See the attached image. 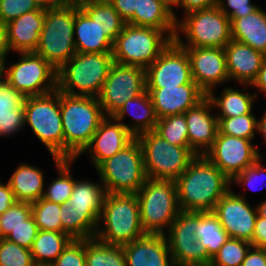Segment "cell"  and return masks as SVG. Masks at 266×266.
I'll return each mask as SVG.
<instances>
[{
	"mask_svg": "<svg viewBox=\"0 0 266 266\" xmlns=\"http://www.w3.org/2000/svg\"><path fill=\"white\" fill-rule=\"evenodd\" d=\"M180 211L212 212L231 180L205 155H197L175 180Z\"/></svg>",
	"mask_w": 266,
	"mask_h": 266,
	"instance_id": "cell-1",
	"label": "cell"
},
{
	"mask_svg": "<svg viewBox=\"0 0 266 266\" xmlns=\"http://www.w3.org/2000/svg\"><path fill=\"white\" fill-rule=\"evenodd\" d=\"M60 112L64 132V159L77 160L106 116L97 97L62 92Z\"/></svg>",
	"mask_w": 266,
	"mask_h": 266,
	"instance_id": "cell-2",
	"label": "cell"
},
{
	"mask_svg": "<svg viewBox=\"0 0 266 266\" xmlns=\"http://www.w3.org/2000/svg\"><path fill=\"white\" fill-rule=\"evenodd\" d=\"M143 235L136 193H107L94 237L110 245L124 246Z\"/></svg>",
	"mask_w": 266,
	"mask_h": 266,
	"instance_id": "cell-3",
	"label": "cell"
},
{
	"mask_svg": "<svg viewBox=\"0 0 266 266\" xmlns=\"http://www.w3.org/2000/svg\"><path fill=\"white\" fill-rule=\"evenodd\" d=\"M113 63L112 53H76L57 70V89L98 98Z\"/></svg>",
	"mask_w": 266,
	"mask_h": 266,
	"instance_id": "cell-4",
	"label": "cell"
},
{
	"mask_svg": "<svg viewBox=\"0 0 266 266\" xmlns=\"http://www.w3.org/2000/svg\"><path fill=\"white\" fill-rule=\"evenodd\" d=\"M175 33L126 23L113 43V60L121 65L146 69L170 45Z\"/></svg>",
	"mask_w": 266,
	"mask_h": 266,
	"instance_id": "cell-5",
	"label": "cell"
},
{
	"mask_svg": "<svg viewBox=\"0 0 266 266\" xmlns=\"http://www.w3.org/2000/svg\"><path fill=\"white\" fill-rule=\"evenodd\" d=\"M182 19L176 21L174 37L182 48H224L232 40L231 21L217 6L188 12Z\"/></svg>",
	"mask_w": 266,
	"mask_h": 266,
	"instance_id": "cell-6",
	"label": "cell"
},
{
	"mask_svg": "<svg viewBox=\"0 0 266 266\" xmlns=\"http://www.w3.org/2000/svg\"><path fill=\"white\" fill-rule=\"evenodd\" d=\"M136 195L145 234L165 235L180 213L175 181L147 178Z\"/></svg>",
	"mask_w": 266,
	"mask_h": 266,
	"instance_id": "cell-7",
	"label": "cell"
},
{
	"mask_svg": "<svg viewBox=\"0 0 266 266\" xmlns=\"http://www.w3.org/2000/svg\"><path fill=\"white\" fill-rule=\"evenodd\" d=\"M74 22L75 5L45 9L43 29L35 52L56 70L76 54Z\"/></svg>",
	"mask_w": 266,
	"mask_h": 266,
	"instance_id": "cell-8",
	"label": "cell"
},
{
	"mask_svg": "<svg viewBox=\"0 0 266 266\" xmlns=\"http://www.w3.org/2000/svg\"><path fill=\"white\" fill-rule=\"evenodd\" d=\"M25 126L29 124L35 136L50 155L64 159V132L60 112V91L26 97L24 102Z\"/></svg>",
	"mask_w": 266,
	"mask_h": 266,
	"instance_id": "cell-9",
	"label": "cell"
},
{
	"mask_svg": "<svg viewBox=\"0 0 266 266\" xmlns=\"http://www.w3.org/2000/svg\"><path fill=\"white\" fill-rule=\"evenodd\" d=\"M136 138L150 179L175 181L197 156L190 147L170 144L155 131L141 133Z\"/></svg>",
	"mask_w": 266,
	"mask_h": 266,
	"instance_id": "cell-10",
	"label": "cell"
},
{
	"mask_svg": "<svg viewBox=\"0 0 266 266\" xmlns=\"http://www.w3.org/2000/svg\"><path fill=\"white\" fill-rule=\"evenodd\" d=\"M96 170L107 193H137L147 179L143 153L137 138L104 160Z\"/></svg>",
	"mask_w": 266,
	"mask_h": 266,
	"instance_id": "cell-11",
	"label": "cell"
},
{
	"mask_svg": "<svg viewBox=\"0 0 266 266\" xmlns=\"http://www.w3.org/2000/svg\"><path fill=\"white\" fill-rule=\"evenodd\" d=\"M19 61L8 69L4 77L25 97L45 95L57 89V70L36 52H20Z\"/></svg>",
	"mask_w": 266,
	"mask_h": 266,
	"instance_id": "cell-12",
	"label": "cell"
},
{
	"mask_svg": "<svg viewBox=\"0 0 266 266\" xmlns=\"http://www.w3.org/2000/svg\"><path fill=\"white\" fill-rule=\"evenodd\" d=\"M199 221L200 212L180 211L165 234L175 266L210 265L212 258L195 236Z\"/></svg>",
	"mask_w": 266,
	"mask_h": 266,
	"instance_id": "cell-13",
	"label": "cell"
},
{
	"mask_svg": "<svg viewBox=\"0 0 266 266\" xmlns=\"http://www.w3.org/2000/svg\"><path fill=\"white\" fill-rule=\"evenodd\" d=\"M146 90L145 69L113 63L98 96L106 117H112L124 103Z\"/></svg>",
	"mask_w": 266,
	"mask_h": 266,
	"instance_id": "cell-14",
	"label": "cell"
},
{
	"mask_svg": "<svg viewBox=\"0 0 266 266\" xmlns=\"http://www.w3.org/2000/svg\"><path fill=\"white\" fill-rule=\"evenodd\" d=\"M256 146L252 140L217 132L212 147L204 155L232 180L262 157Z\"/></svg>",
	"mask_w": 266,
	"mask_h": 266,
	"instance_id": "cell-15",
	"label": "cell"
},
{
	"mask_svg": "<svg viewBox=\"0 0 266 266\" xmlns=\"http://www.w3.org/2000/svg\"><path fill=\"white\" fill-rule=\"evenodd\" d=\"M146 89L177 87L195 83L186 50L174 40L161 55L145 69Z\"/></svg>",
	"mask_w": 266,
	"mask_h": 266,
	"instance_id": "cell-16",
	"label": "cell"
},
{
	"mask_svg": "<svg viewBox=\"0 0 266 266\" xmlns=\"http://www.w3.org/2000/svg\"><path fill=\"white\" fill-rule=\"evenodd\" d=\"M229 237L252 241L257 208L250 206L245 195L235 194L231 189L221 197L212 211Z\"/></svg>",
	"mask_w": 266,
	"mask_h": 266,
	"instance_id": "cell-17",
	"label": "cell"
},
{
	"mask_svg": "<svg viewBox=\"0 0 266 266\" xmlns=\"http://www.w3.org/2000/svg\"><path fill=\"white\" fill-rule=\"evenodd\" d=\"M189 56L193 81L208 94L230 80L224 48H184Z\"/></svg>",
	"mask_w": 266,
	"mask_h": 266,
	"instance_id": "cell-18",
	"label": "cell"
},
{
	"mask_svg": "<svg viewBox=\"0 0 266 266\" xmlns=\"http://www.w3.org/2000/svg\"><path fill=\"white\" fill-rule=\"evenodd\" d=\"M134 135L113 117H106L92 137L90 144L84 149L89 152L95 169L106 159L122 150L133 139Z\"/></svg>",
	"mask_w": 266,
	"mask_h": 266,
	"instance_id": "cell-19",
	"label": "cell"
},
{
	"mask_svg": "<svg viewBox=\"0 0 266 266\" xmlns=\"http://www.w3.org/2000/svg\"><path fill=\"white\" fill-rule=\"evenodd\" d=\"M214 107L206 96L194 107L188 109L185 119L188 128L189 147L197 154L204 155L213 145L218 132V119L211 110Z\"/></svg>",
	"mask_w": 266,
	"mask_h": 266,
	"instance_id": "cell-20",
	"label": "cell"
},
{
	"mask_svg": "<svg viewBox=\"0 0 266 266\" xmlns=\"http://www.w3.org/2000/svg\"><path fill=\"white\" fill-rule=\"evenodd\" d=\"M146 90L151 97L158 119L184 114L207 96L196 83Z\"/></svg>",
	"mask_w": 266,
	"mask_h": 266,
	"instance_id": "cell-21",
	"label": "cell"
},
{
	"mask_svg": "<svg viewBox=\"0 0 266 266\" xmlns=\"http://www.w3.org/2000/svg\"><path fill=\"white\" fill-rule=\"evenodd\" d=\"M127 266H175L165 235L145 234L125 244Z\"/></svg>",
	"mask_w": 266,
	"mask_h": 266,
	"instance_id": "cell-22",
	"label": "cell"
},
{
	"mask_svg": "<svg viewBox=\"0 0 266 266\" xmlns=\"http://www.w3.org/2000/svg\"><path fill=\"white\" fill-rule=\"evenodd\" d=\"M224 50L230 80L242 83L244 88L250 87L266 55L233 39L224 47Z\"/></svg>",
	"mask_w": 266,
	"mask_h": 266,
	"instance_id": "cell-23",
	"label": "cell"
},
{
	"mask_svg": "<svg viewBox=\"0 0 266 266\" xmlns=\"http://www.w3.org/2000/svg\"><path fill=\"white\" fill-rule=\"evenodd\" d=\"M45 9L27 12L6 24L10 51L35 52L43 29Z\"/></svg>",
	"mask_w": 266,
	"mask_h": 266,
	"instance_id": "cell-24",
	"label": "cell"
},
{
	"mask_svg": "<svg viewBox=\"0 0 266 266\" xmlns=\"http://www.w3.org/2000/svg\"><path fill=\"white\" fill-rule=\"evenodd\" d=\"M74 43L76 53H112L113 42L79 6L75 5Z\"/></svg>",
	"mask_w": 266,
	"mask_h": 266,
	"instance_id": "cell-25",
	"label": "cell"
},
{
	"mask_svg": "<svg viewBox=\"0 0 266 266\" xmlns=\"http://www.w3.org/2000/svg\"><path fill=\"white\" fill-rule=\"evenodd\" d=\"M26 97L11 87L3 76L0 79V136H12L25 128L24 102Z\"/></svg>",
	"mask_w": 266,
	"mask_h": 266,
	"instance_id": "cell-26",
	"label": "cell"
},
{
	"mask_svg": "<svg viewBox=\"0 0 266 266\" xmlns=\"http://www.w3.org/2000/svg\"><path fill=\"white\" fill-rule=\"evenodd\" d=\"M127 113L132 116L134 121L130 125L122 122ZM112 117L122 123L134 137L147 131H154L158 122L155 108L147 90L139 96L127 100Z\"/></svg>",
	"mask_w": 266,
	"mask_h": 266,
	"instance_id": "cell-27",
	"label": "cell"
},
{
	"mask_svg": "<svg viewBox=\"0 0 266 266\" xmlns=\"http://www.w3.org/2000/svg\"><path fill=\"white\" fill-rule=\"evenodd\" d=\"M231 37L266 55V12L258 7L254 12L232 18Z\"/></svg>",
	"mask_w": 266,
	"mask_h": 266,
	"instance_id": "cell-28",
	"label": "cell"
},
{
	"mask_svg": "<svg viewBox=\"0 0 266 266\" xmlns=\"http://www.w3.org/2000/svg\"><path fill=\"white\" fill-rule=\"evenodd\" d=\"M176 13L166 0H136L134 26L176 31Z\"/></svg>",
	"mask_w": 266,
	"mask_h": 266,
	"instance_id": "cell-29",
	"label": "cell"
},
{
	"mask_svg": "<svg viewBox=\"0 0 266 266\" xmlns=\"http://www.w3.org/2000/svg\"><path fill=\"white\" fill-rule=\"evenodd\" d=\"M17 201L33 203L43 197L44 173L38 167L19 164L8 180Z\"/></svg>",
	"mask_w": 266,
	"mask_h": 266,
	"instance_id": "cell-30",
	"label": "cell"
},
{
	"mask_svg": "<svg viewBox=\"0 0 266 266\" xmlns=\"http://www.w3.org/2000/svg\"><path fill=\"white\" fill-rule=\"evenodd\" d=\"M100 214V211H76L68 202L61 204L62 233L68 234L72 239L93 238Z\"/></svg>",
	"mask_w": 266,
	"mask_h": 266,
	"instance_id": "cell-31",
	"label": "cell"
},
{
	"mask_svg": "<svg viewBox=\"0 0 266 266\" xmlns=\"http://www.w3.org/2000/svg\"><path fill=\"white\" fill-rule=\"evenodd\" d=\"M207 97L212 102L214 109H218L217 118H231L253 112V103L257 98V92L254 94L248 91L241 92V90L228 87L224 88L220 97L214 94L211 90Z\"/></svg>",
	"mask_w": 266,
	"mask_h": 266,
	"instance_id": "cell-32",
	"label": "cell"
},
{
	"mask_svg": "<svg viewBox=\"0 0 266 266\" xmlns=\"http://www.w3.org/2000/svg\"><path fill=\"white\" fill-rule=\"evenodd\" d=\"M114 43L126 22L108 0H87L79 6Z\"/></svg>",
	"mask_w": 266,
	"mask_h": 266,
	"instance_id": "cell-33",
	"label": "cell"
},
{
	"mask_svg": "<svg viewBox=\"0 0 266 266\" xmlns=\"http://www.w3.org/2000/svg\"><path fill=\"white\" fill-rule=\"evenodd\" d=\"M72 238L62 232L39 230L31 247L36 266H50Z\"/></svg>",
	"mask_w": 266,
	"mask_h": 266,
	"instance_id": "cell-34",
	"label": "cell"
},
{
	"mask_svg": "<svg viewBox=\"0 0 266 266\" xmlns=\"http://www.w3.org/2000/svg\"><path fill=\"white\" fill-rule=\"evenodd\" d=\"M106 194V189L101 181L93 183L85 179L75 180L73 192L68 199V203L76 211L101 212Z\"/></svg>",
	"mask_w": 266,
	"mask_h": 266,
	"instance_id": "cell-35",
	"label": "cell"
},
{
	"mask_svg": "<svg viewBox=\"0 0 266 266\" xmlns=\"http://www.w3.org/2000/svg\"><path fill=\"white\" fill-rule=\"evenodd\" d=\"M195 236L211 258L229 239L228 233L213 212H200V221L196 224Z\"/></svg>",
	"mask_w": 266,
	"mask_h": 266,
	"instance_id": "cell-36",
	"label": "cell"
},
{
	"mask_svg": "<svg viewBox=\"0 0 266 266\" xmlns=\"http://www.w3.org/2000/svg\"><path fill=\"white\" fill-rule=\"evenodd\" d=\"M86 266H127L123 246L110 245L97 238L85 239Z\"/></svg>",
	"mask_w": 266,
	"mask_h": 266,
	"instance_id": "cell-37",
	"label": "cell"
},
{
	"mask_svg": "<svg viewBox=\"0 0 266 266\" xmlns=\"http://www.w3.org/2000/svg\"><path fill=\"white\" fill-rule=\"evenodd\" d=\"M53 158L59 176L50 182L47 189L45 187L46 191H44L42 198L57 204H64L68 202V199L71 197L75 185V179L70 170V165L75 159H61L55 155Z\"/></svg>",
	"mask_w": 266,
	"mask_h": 266,
	"instance_id": "cell-38",
	"label": "cell"
},
{
	"mask_svg": "<svg viewBox=\"0 0 266 266\" xmlns=\"http://www.w3.org/2000/svg\"><path fill=\"white\" fill-rule=\"evenodd\" d=\"M154 131L170 144L189 147L185 114L170 115L158 119Z\"/></svg>",
	"mask_w": 266,
	"mask_h": 266,
	"instance_id": "cell-39",
	"label": "cell"
},
{
	"mask_svg": "<svg viewBox=\"0 0 266 266\" xmlns=\"http://www.w3.org/2000/svg\"><path fill=\"white\" fill-rule=\"evenodd\" d=\"M220 134L254 140L258 119L251 112L231 118H217Z\"/></svg>",
	"mask_w": 266,
	"mask_h": 266,
	"instance_id": "cell-40",
	"label": "cell"
},
{
	"mask_svg": "<svg viewBox=\"0 0 266 266\" xmlns=\"http://www.w3.org/2000/svg\"><path fill=\"white\" fill-rule=\"evenodd\" d=\"M32 215L39 230L62 232L61 204L40 198L31 203Z\"/></svg>",
	"mask_w": 266,
	"mask_h": 266,
	"instance_id": "cell-41",
	"label": "cell"
},
{
	"mask_svg": "<svg viewBox=\"0 0 266 266\" xmlns=\"http://www.w3.org/2000/svg\"><path fill=\"white\" fill-rule=\"evenodd\" d=\"M251 246V243L246 240L229 237L212 257L210 265L241 266Z\"/></svg>",
	"mask_w": 266,
	"mask_h": 266,
	"instance_id": "cell-42",
	"label": "cell"
},
{
	"mask_svg": "<svg viewBox=\"0 0 266 266\" xmlns=\"http://www.w3.org/2000/svg\"><path fill=\"white\" fill-rule=\"evenodd\" d=\"M0 266H36L31 250L0 238Z\"/></svg>",
	"mask_w": 266,
	"mask_h": 266,
	"instance_id": "cell-43",
	"label": "cell"
},
{
	"mask_svg": "<svg viewBox=\"0 0 266 266\" xmlns=\"http://www.w3.org/2000/svg\"><path fill=\"white\" fill-rule=\"evenodd\" d=\"M31 215V203L16 201L0 215V238H6L11 233V230L25 224V220Z\"/></svg>",
	"mask_w": 266,
	"mask_h": 266,
	"instance_id": "cell-44",
	"label": "cell"
},
{
	"mask_svg": "<svg viewBox=\"0 0 266 266\" xmlns=\"http://www.w3.org/2000/svg\"><path fill=\"white\" fill-rule=\"evenodd\" d=\"M261 160L262 158L260 157L252 166L246 168L240 174H237L231 180V186L233 183H237L238 185L246 186L244 187V189L248 187L253 191L262 190L265 187L264 185H266L264 184L266 183V167L261 164ZM258 182H260L261 184H258Z\"/></svg>",
	"mask_w": 266,
	"mask_h": 266,
	"instance_id": "cell-45",
	"label": "cell"
},
{
	"mask_svg": "<svg viewBox=\"0 0 266 266\" xmlns=\"http://www.w3.org/2000/svg\"><path fill=\"white\" fill-rule=\"evenodd\" d=\"M50 266H86L85 239H72Z\"/></svg>",
	"mask_w": 266,
	"mask_h": 266,
	"instance_id": "cell-46",
	"label": "cell"
},
{
	"mask_svg": "<svg viewBox=\"0 0 266 266\" xmlns=\"http://www.w3.org/2000/svg\"><path fill=\"white\" fill-rule=\"evenodd\" d=\"M39 8L34 0H0V21L7 24L13 19Z\"/></svg>",
	"mask_w": 266,
	"mask_h": 266,
	"instance_id": "cell-47",
	"label": "cell"
},
{
	"mask_svg": "<svg viewBox=\"0 0 266 266\" xmlns=\"http://www.w3.org/2000/svg\"><path fill=\"white\" fill-rule=\"evenodd\" d=\"M38 231V226L35 223L33 215H31L25 220V224L11 230V233L5 239L19 246L31 249Z\"/></svg>",
	"mask_w": 266,
	"mask_h": 266,
	"instance_id": "cell-48",
	"label": "cell"
},
{
	"mask_svg": "<svg viewBox=\"0 0 266 266\" xmlns=\"http://www.w3.org/2000/svg\"><path fill=\"white\" fill-rule=\"evenodd\" d=\"M226 2V3H225ZM229 19L242 18L254 12L259 6L251 0H217L216 5ZM230 8V9H228Z\"/></svg>",
	"mask_w": 266,
	"mask_h": 266,
	"instance_id": "cell-49",
	"label": "cell"
},
{
	"mask_svg": "<svg viewBox=\"0 0 266 266\" xmlns=\"http://www.w3.org/2000/svg\"><path fill=\"white\" fill-rule=\"evenodd\" d=\"M121 18L128 24L134 25L136 0H108Z\"/></svg>",
	"mask_w": 266,
	"mask_h": 266,
	"instance_id": "cell-50",
	"label": "cell"
},
{
	"mask_svg": "<svg viewBox=\"0 0 266 266\" xmlns=\"http://www.w3.org/2000/svg\"><path fill=\"white\" fill-rule=\"evenodd\" d=\"M181 7L185 14L198 9H206L217 5V0H176L172 4V10L174 6Z\"/></svg>",
	"mask_w": 266,
	"mask_h": 266,
	"instance_id": "cell-51",
	"label": "cell"
},
{
	"mask_svg": "<svg viewBox=\"0 0 266 266\" xmlns=\"http://www.w3.org/2000/svg\"><path fill=\"white\" fill-rule=\"evenodd\" d=\"M241 266H266V249L251 246Z\"/></svg>",
	"mask_w": 266,
	"mask_h": 266,
	"instance_id": "cell-52",
	"label": "cell"
},
{
	"mask_svg": "<svg viewBox=\"0 0 266 266\" xmlns=\"http://www.w3.org/2000/svg\"><path fill=\"white\" fill-rule=\"evenodd\" d=\"M253 247L266 249V218L257 215L252 241Z\"/></svg>",
	"mask_w": 266,
	"mask_h": 266,
	"instance_id": "cell-53",
	"label": "cell"
},
{
	"mask_svg": "<svg viewBox=\"0 0 266 266\" xmlns=\"http://www.w3.org/2000/svg\"><path fill=\"white\" fill-rule=\"evenodd\" d=\"M16 201L8 182L4 184L0 181V215L9 209Z\"/></svg>",
	"mask_w": 266,
	"mask_h": 266,
	"instance_id": "cell-54",
	"label": "cell"
},
{
	"mask_svg": "<svg viewBox=\"0 0 266 266\" xmlns=\"http://www.w3.org/2000/svg\"><path fill=\"white\" fill-rule=\"evenodd\" d=\"M10 53L7 42V27L6 24L0 21V59L6 64V57Z\"/></svg>",
	"mask_w": 266,
	"mask_h": 266,
	"instance_id": "cell-55",
	"label": "cell"
},
{
	"mask_svg": "<svg viewBox=\"0 0 266 266\" xmlns=\"http://www.w3.org/2000/svg\"><path fill=\"white\" fill-rule=\"evenodd\" d=\"M250 86L258 88L261 92L266 94V57L262 63L261 69L259 70L257 77Z\"/></svg>",
	"mask_w": 266,
	"mask_h": 266,
	"instance_id": "cell-56",
	"label": "cell"
},
{
	"mask_svg": "<svg viewBox=\"0 0 266 266\" xmlns=\"http://www.w3.org/2000/svg\"><path fill=\"white\" fill-rule=\"evenodd\" d=\"M39 7L50 9L63 5L59 0H34Z\"/></svg>",
	"mask_w": 266,
	"mask_h": 266,
	"instance_id": "cell-57",
	"label": "cell"
},
{
	"mask_svg": "<svg viewBox=\"0 0 266 266\" xmlns=\"http://www.w3.org/2000/svg\"><path fill=\"white\" fill-rule=\"evenodd\" d=\"M257 131L263 135L265 142H266V111L261 117V119H258V124H257Z\"/></svg>",
	"mask_w": 266,
	"mask_h": 266,
	"instance_id": "cell-58",
	"label": "cell"
},
{
	"mask_svg": "<svg viewBox=\"0 0 266 266\" xmlns=\"http://www.w3.org/2000/svg\"><path fill=\"white\" fill-rule=\"evenodd\" d=\"M257 214L263 218H266V200H263L259 205L256 206Z\"/></svg>",
	"mask_w": 266,
	"mask_h": 266,
	"instance_id": "cell-59",
	"label": "cell"
},
{
	"mask_svg": "<svg viewBox=\"0 0 266 266\" xmlns=\"http://www.w3.org/2000/svg\"><path fill=\"white\" fill-rule=\"evenodd\" d=\"M63 5H82L87 0H59Z\"/></svg>",
	"mask_w": 266,
	"mask_h": 266,
	"instance_id": "cell-60",
	"label": "cell"
},
{
	"mask_svg": "<svg viewBox=\"0 0 266 266\" xmlns=\"http://www.w3.org/2000/svg\"><path fill=\"white\" fill-rule=\"evenodd\" d=\"M4 76V62L0 59V79Z\"/></svg>",
	"mask_w": 266,
	"mask_h": 266,
	"instance_id": "cell-61",
	"label": "cell"
},
{
	"mask_svg": "<svg viewBox=\"0 0 266 266\" xmlns=\"http://www.w3.org/2000/svg\"><path fill=\"white\" fill-rule=\"evenodd\" d=\"M171 6L176 0H166Z\"/></svg>",
	"mask_w": 266,
	"mask_h": 266,
	"instance_id": "cell-62",
	"label": "cell"
}]
</instances>
